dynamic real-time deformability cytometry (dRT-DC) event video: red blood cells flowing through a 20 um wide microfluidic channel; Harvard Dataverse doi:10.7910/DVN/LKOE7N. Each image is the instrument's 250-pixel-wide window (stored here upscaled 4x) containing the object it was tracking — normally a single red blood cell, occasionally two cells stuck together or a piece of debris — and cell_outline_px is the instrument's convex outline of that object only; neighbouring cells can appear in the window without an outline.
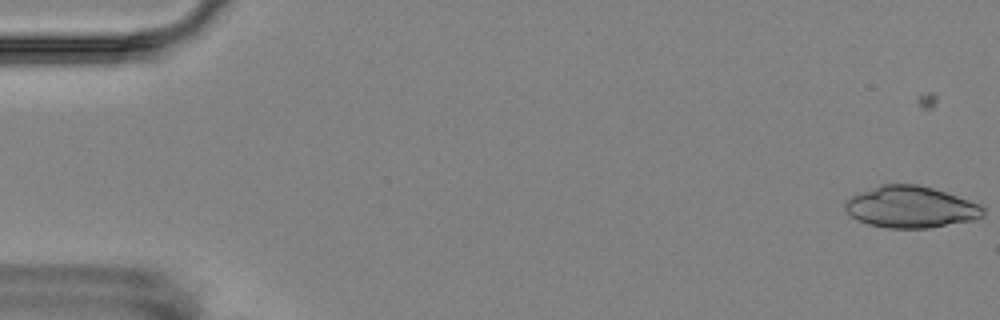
{"species": "Egyptian fruit bat (a non-hibernating species)", "species_latin": "Rousettus aegyptiacus", "temperature_condition": "room temperature", "stored_images_in_passage": 5, "camera_frame_rate_fps": 3000, "um_per_image_px": 0.085, "animal": {"sex": "female"}, "frame": {"image": 1, "passage_image": 1, "time_ms": 0.0, "image_size_px": [1000, 320], "cell_outline_px": [[984, 216], [972, 220], [928, 228], [888, 228], [868, 224], [856, 220], [844, 208], [844, 204], [852, 196], [880, 184], [916, 184], [932, 188], [980, 204], [984, 208]], "centroid_in_image_um": [77.4, 17.6], "position_along_channel_um": 7.6, "area_um2": 33.18}}